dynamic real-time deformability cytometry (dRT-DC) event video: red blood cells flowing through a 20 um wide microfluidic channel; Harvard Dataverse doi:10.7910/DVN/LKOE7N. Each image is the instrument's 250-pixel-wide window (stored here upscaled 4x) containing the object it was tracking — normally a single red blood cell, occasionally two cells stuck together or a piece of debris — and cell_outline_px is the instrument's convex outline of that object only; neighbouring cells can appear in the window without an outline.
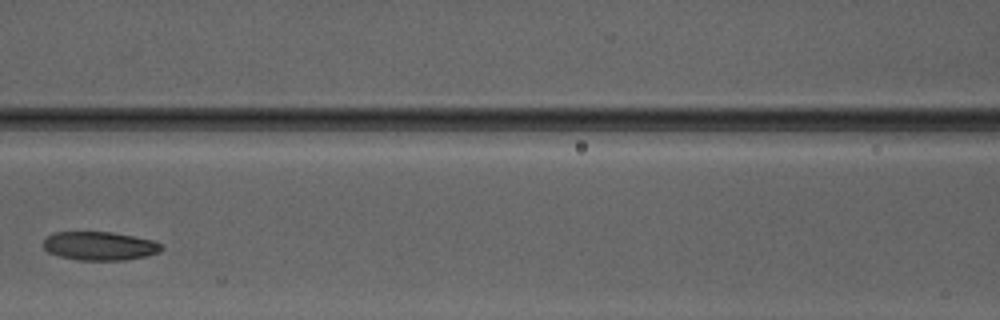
{"species": "Egyptian fruit bat (a non-hibernating species)", "species_latin": "Rousettus aegyptiacus", "temperature_condition": "warm", "stored_images_in_passage": 4, "camera_frame_rate_fps": 3000, "um_per_image_px": 0.085, "animal": {"sex": "male"}, "frame": {"image": 1, "passage_image": 4, "time_ms": 3.333, "image_size_px": [1000, 320], "cell_outline_px": [[164, 248], [160, 252], [148, 256], [124, 260], [80, 260], [60, 256], [48, 252], [44, 248], [44, 240], [52, 232], [112, 232], [152, 240], [164, 244]], "centroid_in_image_um": [8.51, 20.91], "position_along_channel_um": 158.1, "area_um2": 19.77}}